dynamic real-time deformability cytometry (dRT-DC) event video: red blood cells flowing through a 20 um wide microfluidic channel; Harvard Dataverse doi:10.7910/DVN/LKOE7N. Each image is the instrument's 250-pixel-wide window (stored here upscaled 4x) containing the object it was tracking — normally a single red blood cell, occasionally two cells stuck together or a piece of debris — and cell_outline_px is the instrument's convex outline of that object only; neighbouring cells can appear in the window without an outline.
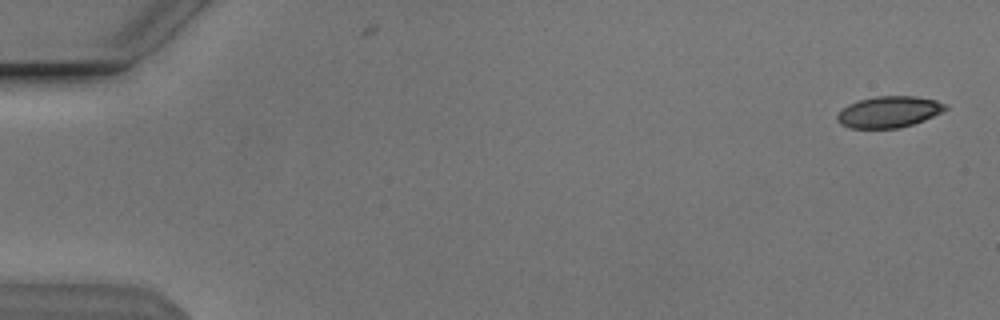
{"species": "Egyptian fruit bat (a non-hibernating species)", "species_latin": "Rousettus aegyptiacus", "temperature_condition": "cold", "stored_images_in_passage": 5, "camera_frame_rate_fps": 3000, "um_per_image_px": 0.085, "animal": {"sex": "male"}, "frame": {"image": 1, "passage_image": 1, "time_ms": 0.0, "image_size_px": [1000, 320], "cell_outline_px": [[948, 108], [924, 120], [900, 128], [848, 128], [840, 124], [836, 120], [836, 116], [848, 104], [860, 100], [876, 96], [916, 96], [936, 100], [948, 104]], "centroid_in_image_um": [75.55, 9.51], "position_along_channel_um": 9.4, "area_um2": 19.71}}